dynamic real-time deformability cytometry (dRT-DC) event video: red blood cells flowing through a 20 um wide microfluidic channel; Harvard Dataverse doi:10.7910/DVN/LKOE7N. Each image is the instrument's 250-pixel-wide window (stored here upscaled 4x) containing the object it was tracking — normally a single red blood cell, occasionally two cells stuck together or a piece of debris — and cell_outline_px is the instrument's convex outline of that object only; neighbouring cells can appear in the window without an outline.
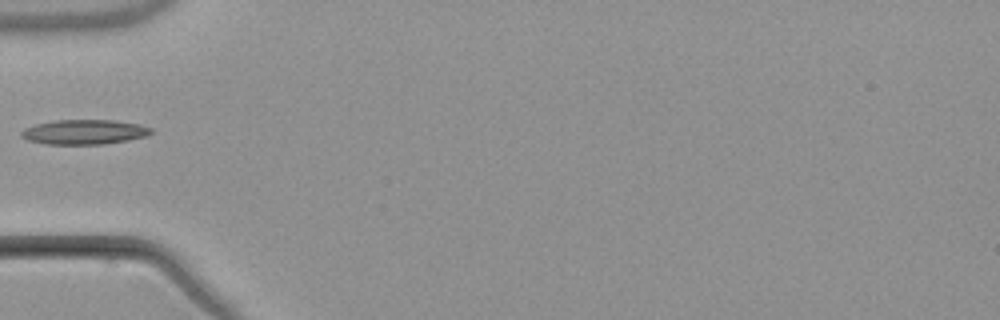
{"species": "common noctule bat (a hibernating species)", "species_latin": "Nyctalus noctula", "temperature_condition": "warm", "stored_images_in_passage": 2, "camera_frame_rate_fps": 3000, "um_per_image_px": 0.085, "animal": {"sex": "male", "body_mass_g": 21.5, "forearm_length_mm": 52.0}, "frame": {"image": 1, "passage_image": 1, "time_ms": 0.0, "image_size_px": [1000, 320], "cell_outline_px": [[152, 132], [148, 136], [128, 140], [104, 144], [44, 144], [28, 140], [20, 136], [20, 132], [24, 128], [36, 124], [52, 120], [112, 120], [140, 124], [152, 128]], "centroid_in_image_um": [7.16, 11.22], "position_along_channel_um": 77.8, "area_um2": 18.84}}
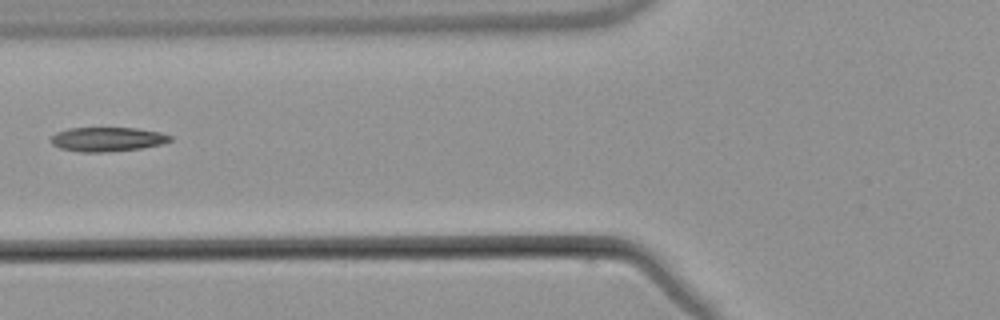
{"frame": {"image": 2, "passage_image": 2, "time_ms": 1.0, "image_size_px": [1000, 320], "cell_outline_px": [[172, 140], [160, 144], [140, 148], [100, 152], [80, 152], [60, 148], [52, 144], [48, 140], [56, 132], [68, 128], [136, 128], [160, 132], [172, 136]], "centroid_in_image_um": [9.08, 11.83], "position_along_channel_um": 116.7, "area_um2": 16.76}}